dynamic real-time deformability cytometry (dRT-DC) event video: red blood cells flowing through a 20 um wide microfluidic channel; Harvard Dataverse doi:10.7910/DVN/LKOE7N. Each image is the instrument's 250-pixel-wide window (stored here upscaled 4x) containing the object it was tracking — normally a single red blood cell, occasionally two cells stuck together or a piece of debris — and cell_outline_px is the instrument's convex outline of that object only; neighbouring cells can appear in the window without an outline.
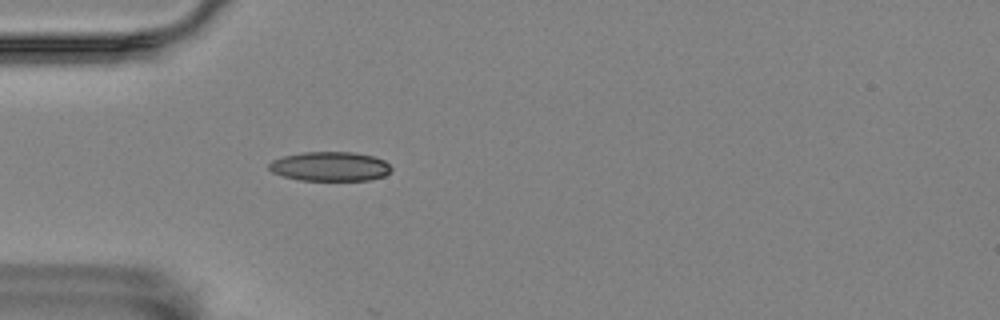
{"species": "Egyptian fruit bat (a non-hibernating species)", "species_latin": "Rousettus aegyptiacus", "temperature_condition": "room temperature", "stored_images_in_passage": 12, "camera_frame_rate_fps": 3000, "um_per_image_px": 0.085, "animal": {"sex": "female"}, "frame": {"image": 1, "passage_image": 9, "time_ms": 2.667, "image_size_px": [1000, 320], "cell_outline_px": [[392, 168], [384, 176], [368, 180], [300, 180], [284, 176], [272, 172], [268, 168], [268, 164], [272, 160], [284, 156], [304, 152], [352, 152], [372, 156], [384, 160]], "centroid_in_image_um": [28.03, 14.14], "position_along_channel_um": 57.0, "area_um2": 20.75}}